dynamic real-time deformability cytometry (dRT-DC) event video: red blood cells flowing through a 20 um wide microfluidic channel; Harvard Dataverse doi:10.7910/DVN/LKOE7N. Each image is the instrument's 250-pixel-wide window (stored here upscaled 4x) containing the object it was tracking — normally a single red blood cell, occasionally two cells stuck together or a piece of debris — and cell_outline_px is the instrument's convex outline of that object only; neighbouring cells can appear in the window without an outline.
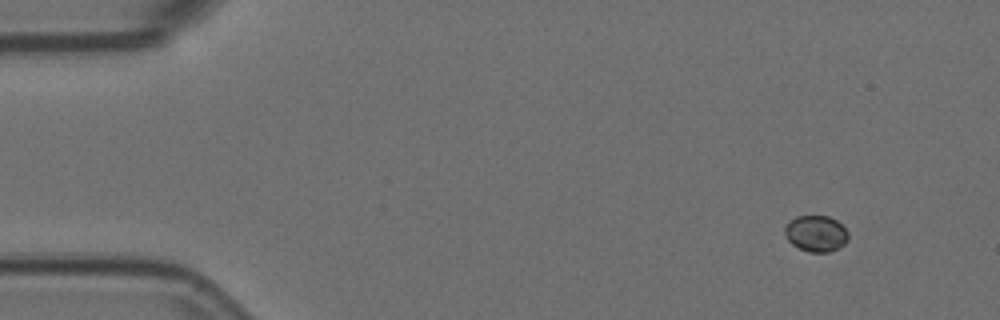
{"species": "Egyptian fruit bat (a non-hibernating species)", "species_latin": "Rousettus aegyptiacus", "temperature_condition": "room temperature", "stored_images_in_passage": 4, "segment_of_instrument_passage": [2, 2], "camera_frame_rate_fps": 3000, "um_per_image_px": 0.085, "animal": {"sex": "female"}, "frame": {"image": 1, "passage_image": 4, "time_ms": 1.0, "image_size_px": [1000, 320], "cell_outline_px": [[848, 240], [844, 244], [828, 252], [808, 252], [792, 244], [788, 240], [784, 232], [784, 228], [788, 220], [796, 216], [828, 216], [836, 220], [848, 232]], "centroid_in_image_um": [69.33, 19.84], "position_along_channel_um": 15.7, "area_um2": 13.35}}